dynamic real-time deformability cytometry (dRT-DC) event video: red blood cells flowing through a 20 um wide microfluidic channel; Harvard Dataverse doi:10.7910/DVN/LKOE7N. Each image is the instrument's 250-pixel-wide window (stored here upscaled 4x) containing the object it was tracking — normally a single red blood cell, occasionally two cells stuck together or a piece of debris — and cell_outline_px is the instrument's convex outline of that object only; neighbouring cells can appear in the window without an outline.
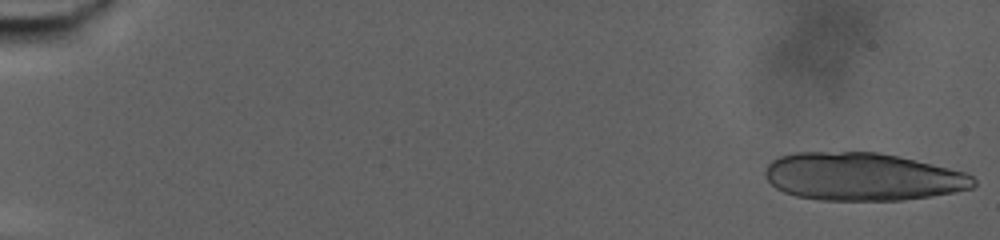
{"species": "human", "species_latin": "Homo sapiens", "temperature_condition": "warm", "stored_images_in_passage": 24, "camera_frame_rate_fps": 3000, "um_per_image_px": 0.085, "donor": {"sex": "male"}, "frame": {"image": 1, "passage_image": 1, "time_ms": 0.0, "image_size_px": [1000, 240], "cell_outline_px": [[976, 184], [972, 188], [956, 192], [900, 200], [820, 200], [796, 196], [784, 192], [776, 188], [764, 176], [764, 172], [768, 164], [772, 160], [780, 156], [796, 152], [880, 152], [932, 164], [964, 172], [972, 176], [976, 180]], "centroid_in_image_um": [73.29, 15.02], "position_along_channel_um": 11.7, "area_um2": 58.03}}
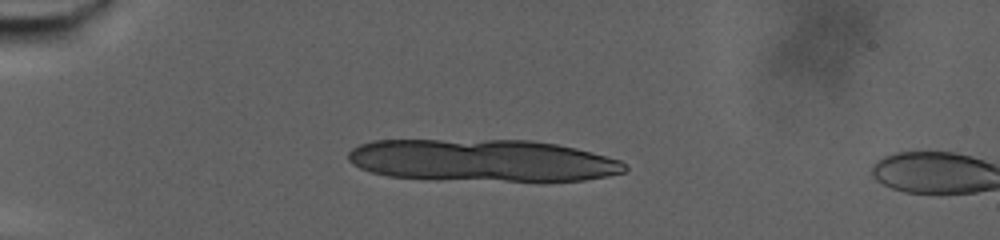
{"frame": {"image": 2, "passage_image": 20, "time_ms": 6.333, "image_size_px": [1000, 240], "cell_outline_px": [[628, 168], [624, 172], [608, 176], [584, 180], [504, 180], [388, 176], [372, 172], [360, 168], [352, 164], [348, 160], [348, 152], [352, 148], [360, 144], [372, 140], [532, 140], [556, 144], [576, 148], [592, 152], [620, 160], [628, 164]], "centroid_in_image_um": [41.03, 13.61], "position_along_channel_um": 44.0, "area_um2": 67.34}}